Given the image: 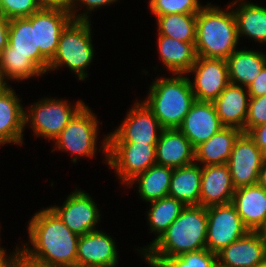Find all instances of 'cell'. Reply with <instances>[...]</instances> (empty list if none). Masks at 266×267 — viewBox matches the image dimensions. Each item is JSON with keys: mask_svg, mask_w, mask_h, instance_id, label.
I'll list each match as a JSON object with an SVG mask.
<instances>
[{"mask_svg": "<svg viewBox=\"0 0 266 267\" xmlns=\"http://www.w3.org/2000/svg\"><path fill=\"white\" fill-rule=\"evenodd\" d=\"M29 244L21 249L29 256L51 267H76L80 236L73 233L49 208H43L27 225Z\"/></svg>", "mask_w": 266, "mask_h": 267, "instance_id": "6da1fadb", "label": "cell"}, {"mask_svg": "<svg viewBox=\"0 0 266 267\" xmlns=\"http://www.w3.org/2000/svg\"><path fill=\"white\" fill-rule=\"evenodd\" d=\"M207 208L186 206L142 258H167L206 248Z\"/></svg>", "mask_w": 266, "mask_h": 267, "instance_id": "7a4b0ae2", "label": "cell"}, {"mask_svg": "<svg viewBox=\"0 0 266 267\" xmlns=\"http://www.w3.org/2000/svg\"><path fill=\"white\" fill-rule=\"evenodd\" d=\"M230 9V10H229ZM231 6L222 10L211 2L199 11L196 20L197 56L227 59L239 44L237 22Z\"/></svg>", "mask_w": 266, "mask_h": 267, "instance_id": "3957f363", "label": "cell"}, {"mask_svg": "<svg viewBox=\"0 0 266 267\" xmlns=\"http://www.w3.org/2000/svg\"><path fill=\"white\" fill-rule=\"evenodd\" d=\"M160 77L149 86V94L143 102L151 110L164 129L178 128L196 101L189 77L172 74Z\"/></svg>", "mask_w": 266, "mask_h": 267, "instance_id": "277c9868", "label": "cell"}, {"mask_svg": "<svg viewBox=\"0 0 266 267\" xmlns=\"http://www.w3.org/2000/svg\"><path fill=\"white\" fill-rule=\"evenodd\" d=\"M91 20L72 19L61 32L57 51L48 64L47 73L63 66L68 67L79 80L88 78L87 68L94 58Z\"/></svg>", "mask_w": 266, "mask_h": 267, "instance_id": "5b68a950", "label": "cell"}, {"mask_svg": "<svg viewBox=\"0 0 266 267\" xmlns=\"http://www.w3.org/2000/svg\"><path fill=\"white\" fill-rule=\"evenodd\" d=\"M101 141L100 148L105 155V162L109 168L116 171L118 179L125 186L137 175L156 164V144L107 142V135Z\"/></svg>", "mask_w": 266, "mask_h": 267, "instance_id": "8992f818", "label": "cell"}, {"mask_svg": "<svg viewBox=\"0 0 266 267\" xmlns=\"http://www.w3.org/2000/svg\"><path fill=\"white\" fill-rule=\"evenodd\" d=\"M84 105L82 100L71 105L65 99L44 97L25 109V127L30 125L36 138L54 141Z\"/></svg>", "mask_w": 266, "mask_h": 267, "instance_id": "52a82bcc", "label": "cell"}, {"mask_svg": "<svg viewBox=\"0 0 266 267\" xmlns=\"http://www.w3.org/2000/svg\"><path fill=\"white\" fill-rule=\"evenodd\" d=\"M98 123L96 114L85 104L53 141L55 149L73 154V163L78 156L92 159L97 152Z\"/></svg>", "mask_w": 266, "mask_h": 267, "instance_id": "ba28073f", "label": "cell"}, {"mask_svg": "<svg viewBox=\"0 0 266 267\" xmlns=\"http://www.w3.org/2000/svg\"><path fill=\"white\" fill-rule=\"evenodd\" d=\"M207 218L206 249L215 254L249 232L232 203L207 207Z\"/></svg>", "mask_w": 266, "mask_h": 267, "instance_id": "9c48e42d", "label": "cell"}, {"mask_svg": "<svg viewBox=\"0 0 266 267\" xmlns=\"http://www.w3.org/2000/svg\"><path fill=\"white\" fill-rule=\"evenodd\" d=\"M126 114L120 126L107 134V142L157 144L164 128L143 101L136 100Z\"/></svg>", "mask_w": 266, "mask_h": 267, "instance_id": "30bf717a", "label": "cell"}, {"mask_svg": "<svg viewBox=\"0 0 266 267\" xmlns=\"http://www.w3.org/2000/svg\"><path fill=\"white\" fill-rule=\"evenodd\" d=\"M265 154L255 144L248 133H241L235 140L227 165L233 187L252 186L257 184L259 171Z\"/></svg>", "mask_w": 266, "mask_h": 267, "instance_id": "8fae6325", "label": "cell"}, {"mask_svg": "<svg viewBox=\"0 0 266 267\" xmlns=\"http://www.w3.org/2000/svg\"><path fill=\"white\" fill-rule=\"evenodd\" d=\"M77 189L68 195L62 206L49 208L73 233L82 236L98 229L96 226L101 222V214L94 199L85 191Z\"/></svg>", "mask_w": 266, "mask_h": 267, "instance_id": "7c38bea8", "label": "cell"}, {"mask_svg": "<svg viewBox=\"0 0 266 267\" xmlns=\"http://www.w3.org/2000/svg\"><path fill=\"white\" fill-rule=\"evenodd\" d=\"M198 101L213 102L230 83L226 59L197 56L196 62L186 75Z\"/></svg>", "mask_w": 266, "mask_h": 267, "instance_id": "4fadbf2b", "label": "cell"}, {"mask_svg": "<svg viewBox=\"0 0 266 267\" xmlns=\"http://www.w3.org/2000/svg\"><path fill=\"white\" fill-rule=\"evenodd\" d=\"M35 27L36 47L50 62L54 57L63 29L72 20L68 9H44L27 18Z\"/></svg>", "mask_w": 266, "mask_h": 267, "instance_id": "5bb4252c", "label": "cell"}, {"mask_svg": "<svg viewBox=\"0 0 266 267\" xmlns=\"http://www.w3.org/2000/svg\"><path fill=\"white\" fill-rule=\"evenodd\" d=\"M116 242L100 229L80 236L76 267H116L118 265Z\"/></svg>", "mask_w": 266, "mask_h": 267, "instance_id": "9a60e30c", "label": "cell"}, {"mask_svg": "<svg viewBox=\"0 0 266 267\" xmlns=\"http://www.w3.org/2000/svg\"><path fill=\"white\" fill-rule=\"evenodd\" d=\"M223 127L214 103L196 100L178 129L195 149Z\"/></svg>", "mask_w": 266, "mask_h": 267, "instance_id": "2e32d148", "label": "cell"}, {"mask_svg": "<svg viewBox=\"0 0 266 267\" xmlns=\"http://www.w3.org/2000/svg\"><path fill=\"white\" fill-rule=\"evenodd\" d=\"M234 192L227 164L201 166L200 206L229 204Z\"/></svg>", "mask_w": 266, "mask_h": 267, "instance_id": "e0dca14e", "label": "cell"}, {"mask_svg": "<svg viewBox=\"0 0 266 267\" xmlns=\"http://www.w3.org/2000/svg\"><path fill=\"white\" fill-rule=\"evenodd\" d=\"M265 260L266 244L251 231L217 253V262L225 267H257Z\"/></svg>", "mask_w": 266, "mask_h": 267, "instance_id": "ac0fdd59", "label": "cell"}, {"mask_svg": "<svg viewBox=\"0 0 266 267\" xmlns=\"http://www.w3.org/2000/svg\"><path fill=\"white\" fill-rule=\"evenodd\" d=\"M249 99L247 87L229 83L213 101L221 124L245 133Z\"/></svg>", "mask_w": 266, "mask_h": 267, "instance_id": "d6986e66", "label": "cell"}, {"mask_svg": "<svg viewBox=\"0 0 266 267\" xmlns=\"http://www.w3.org/2000/svg\"><path fill=\"white\" fill-rule=\"evenodd\" d=\"M156 164L179 168L195 162L194 148L178 128L163 129L155 147Z\"/></svg>", "mask_w": 266, "mask_h": 267, "instance_id": "ffe728a7", "label": "cell"}, {"mask_svg": "<svg viewBox=\"0 0 266 267\" xmlns=\"http://www.w3.org/2000/svg\"><path fill=\"white\" fill-rule=\"evenodd\" d=\"M25 108L15 90L9 87L0 95V146L23 144Z\"/></svg>", "mask_w": 266, "mask_h": 267, "instance_id": "44dd1931", "label": "cell"}, {"mask_svg": "<svg viewBox=\"0 0 266 267\" xmlns=\"http://www.w3.org/2000/svg\"><path fill=\"white\" fill-rule=\"evenodd\" d=\"M244 226L251 232L266 220V188L258 184L236 189L231 202Z\"/></svg>", "mask_w": 266, "mask_h": 267, "instance_id": "7402d4cb", "label": "cell"}, {"mask_svg": "<svg viewBox=\"0 0 266 267\" xmlns=\"http://www.w3.org/2000/svg\"><path fill=\"white\" fill-rule=\"evenodd\" d=\"M229 5L236 18L239 40L244 36L265 45L266 7L245 0H235Z\"/></svg>", "mask_w": 266, "mask_h": 267, "instance_id": "603a6c76", "label": "cell"}, {"mask_svg": "<svg viewBox=\"0 0 266 267\" xmlns=\"http://www.w3.org/2000/svg\"><path fill=\"white\" fill-rule=\"evenodd\" d=\"M241 133L240 129L223 127L194 149L195 163H201V166L226 164L235 140Z\"/></svg>", "mask_w": 266, "mask_h": 267, "instance_id": "cb8c5ba5", "label": "cell"}, {"mask_svg": "<svg viewBox=\"0 0 266 267\" xmlns=\"http://www.w3.org/2000/svg\"><path fill=\"white\" fill-rule=\"evenodd\" d=\"M157 46L163 66L170 74H186L196 62L195 43H185L158 35Z\"/></svg>", "mask_w": 266, "mask_h": 267, "instance_id": "d4e9b609", "label": "cell"}, {"mask_svg": "<svg viewBox=\"0 0 266 267\" xmlns=\"http://www.w3.org/2000/svg\"><path fill=\"white\" fill-rule=\"evenodd\" d=\"M8 45L10 53L27 55L44 73L47 72L49 61L36 47L35 27L27 18L10 20Z\"/></svg>", "mask_w": 266, "mask_h": 267, "instance_id": "484cf974", "label": "cell"}, {"mask_svg": "<svg viewBox=\"0 0 266 267\" xmlns=\"http://www.w3.org/2000/svg\"><path fill=\"white\" fill-rule=\"evenodd\" d=\"M228 76L230 83L247 87L266 64V53L237 49L227 59Z\"/></svg>", "mask_w": 266, "mask_h": 267, "instance_id": "4316f807", "label": "cell"}, {"mask_svg": "<svg viewBox=\"0 0 266 267\" xmlns=\"http://www.w3.org/2000/svg\"><path fill=\"white\" fill-rule=\"evenodd\" d=\"M201 165L192 163L173 168L168 196L183 202L186 206L199 205Z\"/></svg>", "mask_w": 266, "mask_h": 267, "instance_id": "83f0119b", "label": "cell"}, {"mask_svg": "<svg viewBox=\"0 0 266 267\" xmlns=\"http://www.w3.org/2000/svg\"><path fill=\"white\" fill-rule=\"evenodd\" d=\"M172 173L173 168L155 164L137 175L126 187L137 184L140 198L150 203L168 196Z\"/></svg>", "mask_w": 266, "mask_h": 267, "instance_id": "f1b7e54d", "label": "cell"}, {"mask_svg": "<svg viewBox=\"0 0 266 267\" xmlns=\"http://www.w3.org/2000/svg\"><path fill=\"white\" fill-rule=\"evenodd\" d=\"M151 208L147 213L150 233L156 234L155 239L150 244L138 249L139 254H143L160 236L167 230L170 224L181 214L186 205L172 197H164L150 202Z\"/></svg>", "mask_w": 266, "mask_h": 267, "instance_id": "f546056e", "label": "cell"}, {"mask_svg": "<svg viewBox=\"0 0 266 267\" xmlns=\"http://www.w3.org/2000/svg\"><path fill=\"white\" fill-rule=\"evenodd\" d=\"M155 18L158 35L185 43H195L197 14H165Z\"/></svg>", "mask_w": 266, "mask_h": 267, "instance_id": "4dcf8cb0", "label": "cell"}, {"mask_svg": "<svg viewBox=\"0 0 266 267\" xmlns=\"http://www.w3.org/2000/svg\"><path fill=\"white\" fill-rule=\"evenodd\" d=\"M45 74L27 55L10 53L8 45L0 53V76L4 80L24 81Z\"/></svg>", "mask_w": 266, "mask_h": 267, "instance_id": "1f68e13d", "label": "cell"}, {"mask_svg": "<svg viewBox=\"0 0 266 267\" xmlns=\"http://www.w3.org/2000/svg\"><path fill=\"white\" fill-rule=\"evenodd\" d=\"M151 267H214L217 254L202 249L167 258H144Z\"/></svg>", "mask_w": 266, "mask_h": 267, "instance_id": "d6a6232c", "label": "cell"}, {"mask_svg": "<svg viewBox=\"0 0 266 267\" xmlns=\"http://www.w3.org/2000/svg\"><path fill=\"white\" fill-rule=\"evenodd\" d=\"M203 7L199 0H149V9L153 16L198 14Z\"/></svg>", "mask_w": 266, "mask_h": 267, "instance_id": "836d02e7", "label": "cell"}, {"mask_svg": "<svg viewBox=\"0 0 266 267\" xmlns=\"http://www.w3.org/2000/svg\"><path fill=\"white\" fill-rule=\"evenodd\" d=\"M40 9L36 0H0V14L10 20L28 18Z\"/></svg>", "mask_w": 266, "mask_h": 267, "instance_id": "e575fe53", "label": "cell"}, {"mask_svg": "<svg viewBox=\"0 0 266 267\" xmlns=\"http://www.w3.org/2000/svg\"><path fill=\"white\" fill-rule=\"evenodd\" d=\"M263 123H266V95L250 97L245 133Z\"/></svg>", "mask_w": 266, "mask_h": 267, "instance_id": "d590c367", "label": "cell"}, {"mask_svg": "<svg viewBox=\"0 0 266 267\" xmlns=\"http://www.w3.org/2000/svg\"><path fill=\"white\" fill-rule=\"evenodd\" d=\"M118 0H71L69 6V12L74 20H90L89 12L100 9L103 6H110L111 4L117 2ZM83 5V6H82ZM78 6L84 7L85 9L80 14L77 10ZM87 10V11H86ZM77 11V12H76Z\"/></svg>", "mask_w": 266, "mask_h": 267, "instance_id": "8d00e7d4", "label": "cell"}, {"mask_svg": "<svg viewBox=\"0 0 266 267\" xmlns=\"http://www.w3.org/2000/svg\"><path fill=\"white\" fill-rule=\"evenodd\" d=\"M10 267H51V266H49L45 262L32 258L19 246L18 247L16 246V250L13 253Z\"/></svg>", "mask_w": 266, "mask_h": 267, "instance_id": "74e56055", "label": "cell"}, {"mask_svg": "<svg viewBox=\"0 0 266 267\" xmlns=\"http://www.w3.org/2000/svg\"><path fill=\"white\" fill-rule=\"evenodd\" d=\"M250 97H260L266 95V64L257 77L248 86Z\"/></svg>", "mask_w": 266, "mask_h": 267, "instance_id": "f35d334b", "label": "cell"}, {"mask_svg": "<svg viewBox=\"0 0 266 267\" xmlns=\"http://www.w3.org/2000/svg\"><path fill=\"white\" fill-rule=\"evenodd\" d=\"M259 149L266 154V123H263L248 132Z\"/></svg>", "mask_w": 266, "mask_h": 267, "instance_id": "ab89813d", "label": "cell"}, {"mask_svg": "<svg viewBox=\"0 0 266 267\" xmlns=\"http://www.w3.org/2000/svg\"><path fill=\"white\" fill-rule=\"evenodd\" d=\"M10 19L0 14V53L8 46Z\"/></svg>", "mask_w": 266, "mask_h": 267, "instance_id": "60d3db41", "label": "cell"}, {"mask_svg": "<svg viewBox=\"0 0 266 267\" xmlns=\"http://www.w3.org/2000/svg\"><path fill=\"white\" fill-rule=\"evenodd\" d=\"M40 8L44 9H68L71 0H36Z\"/></svg>", "mask_w": 266, "mask_h": 267, "instance_id": "b9f144b4", "label": "cell"}, {"mask_svg": "<svg viewBox=\"0 0 266 267\" xmlns=\"http://www.w3.org/2000/svg\"><path fill=\"white\" fill-rule=\"evenodd\" d=\"M6 252V249L0 246V267H10L14 252H12L10 255L6 254Z\"/></svg>", "mask_w": 266, "mask_h": 267, "instance_id": "7bdbcfd3", "label": "cell"}, {"mask_svg": "<svg viewBox=\"0 0 266 267\" xmlns=\"http://www.w3.org/2000/svg\"><path fill=\"white\" fill-rule=\"evenodd\" d=\"M257 184L266 188V158L264 159L260 168Z\"/></svg>", "mask_w": 266, "mask_h": 267, "instance_id": "ee69618b", "label": "cell"}, {"mask_svg": "<svg viewBox=\"0 0 266 267\" xmlns=\"http://www.w3.org/2000/svg\"><path fill=\"white\" fill-rule=\"evenodd\" d=\"M256 233L259 235V237L263 240V242L266 244V220L264 223L257 229Z\"/></svg>", "mask_w": 266, "mask_h": 267, "instance_id": "f6af8a7d", "label": "cell"}, {"mask_svg": "<svg viewBox=\"0 0 266 267\" xmlns=\"http://www.w3.org/2000/svg\"><path fill=\"white\" fill-rule=\"evenodd\" d=\"M7 80H4L1 76H0V95L2 93H4L11 85H8V82H6Z\"/></svg>", "mask_w": 266, "mask_h": 267, "instance_id": "bcb514c9", "label": "cell"}, {"mask_svg": "<svg viewBox=\"0 0 266 267\" xmlns=\"http://www.w3.org/2000/svg\"><path fill=\"white\" fill-rule=\"evenodd\" d=\"M257 267H266V260L262 263H260Z\"/></svg>", "mask_w": 266, "mask_h": 267, "instance_id": "7dc6e473", "label": "cell"}, {"mask_svg": "<svg viewBox=\"0 0 266 267\" xmlns=\"http://www.w3.org/2000/svg\"><path fill=\"white\" fill-rule=\"evenodd\" d=\"M214 267H225V266H222L217 262V264Z\"/></svg>", "mask_w": 266, "mask_h": 267, "instance_id": "c3c4849f", "label": "cell"}]
</instances>
